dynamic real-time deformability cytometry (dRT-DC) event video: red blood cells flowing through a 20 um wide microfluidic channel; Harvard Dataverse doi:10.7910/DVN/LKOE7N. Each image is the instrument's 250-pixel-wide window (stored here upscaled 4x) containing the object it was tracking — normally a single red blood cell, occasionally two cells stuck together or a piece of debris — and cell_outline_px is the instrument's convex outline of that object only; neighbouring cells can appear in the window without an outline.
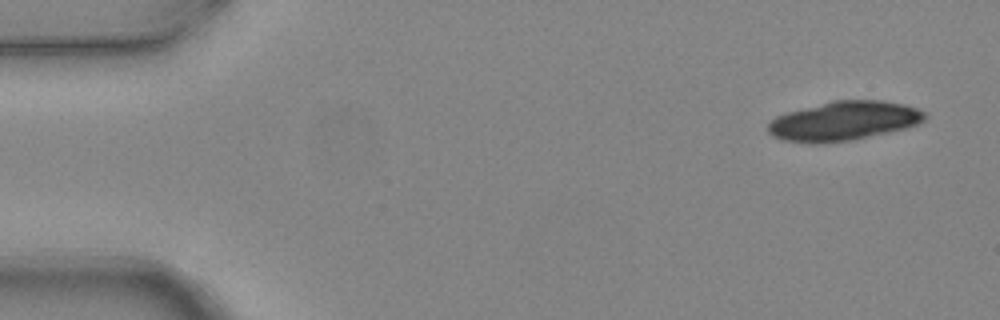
{"species": "common noctule bat (a hibernating species)", "species_latin": "Nyctalus noctula", "temperature_condition": "warm", "stored_images_in_passage": 4, "camera_frame_rate_fps": 3000, "um_per_image_px": 0.085, "animal": {"sex": "female", "body_mass_g": 24.6, "forearm_length_mm": 56.2}, "frame": {"image": 1, "passage_image": 1, "time_ms": 0.0, "image_size_px": [1000, 320], "cell_outline_px": [[928, 116], [920, 124], [908, 128], [852, 140], [824, 144], [808, 144], [780, 140], [772, 136], [768, 132], [768, 124], [776, 116], [788, 112], [832, 100], [884, 100], [904, 104], [916, 108], [924, 112]], "centroid_in_image_um": [71.72, 10.3], "position_along_channel_um": 13.3, "area_um2": 36.36}}